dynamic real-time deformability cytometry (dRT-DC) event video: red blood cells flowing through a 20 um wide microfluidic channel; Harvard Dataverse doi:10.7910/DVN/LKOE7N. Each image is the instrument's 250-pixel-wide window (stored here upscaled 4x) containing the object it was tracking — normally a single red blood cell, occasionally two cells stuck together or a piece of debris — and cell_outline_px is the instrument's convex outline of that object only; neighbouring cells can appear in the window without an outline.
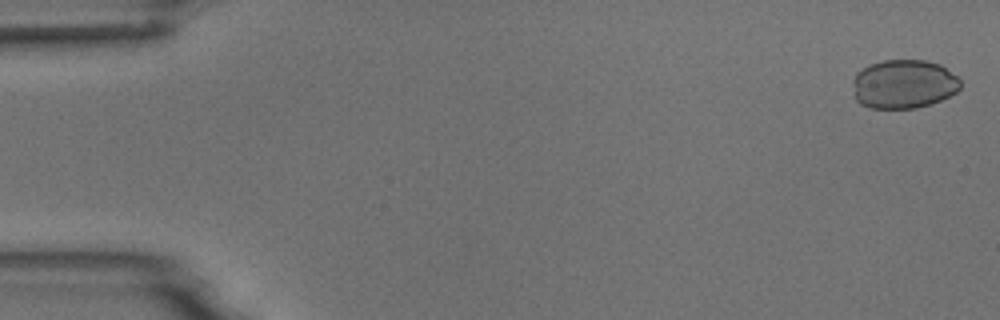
{"species": "common noctule bat (a hibernating species)", "species_latin": "Nyctalus noctula", "temperature_condition": "room temperature", "stored_images_in_passage": 4, "camera_frame_rate_fps": 3000, "um_per_image_px": 0.085, "animal": {"sex": "male", "body_mass_g": 18.8}, "frame": {"image": 1, "passage_image": 1, "time_ms": 0.0, "image_size_px": [1000, 320], "cell_outline_px": [[960, 88], [956, 92], [940, 100], [916, 108], [872, 108], [860, 104], [856, 100], [852, 80], [856, 72], [872, 64], [884, 60], [928, 60], [940, 64], [956, 76], [960, 80]], "centroid_in_image_um": [76.8, 7.14], "position_along_channel_um": 8.2, "area_um2": 30.58}}